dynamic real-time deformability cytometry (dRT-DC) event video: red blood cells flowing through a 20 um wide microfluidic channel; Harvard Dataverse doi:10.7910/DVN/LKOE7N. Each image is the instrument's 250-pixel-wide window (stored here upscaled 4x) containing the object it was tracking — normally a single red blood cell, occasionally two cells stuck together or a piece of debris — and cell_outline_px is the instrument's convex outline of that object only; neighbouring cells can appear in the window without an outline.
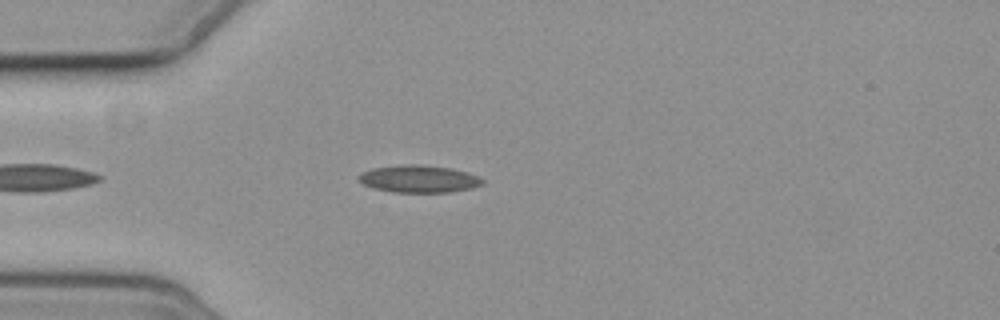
{"species": "common noctule bat (a hibernating species)", "species_latin": "Nyctalus noctula", "temperature_condition": "cold", "stored_images_in_passage": 1, "camera_frame_rate_fps": 3000, "um_per_image_px": 0.085, "animal": {"sex": "female", "body_mass_g": 19.3, "forearm_length_mm": 54.1}, "frame": {"image": 1, "passage_image": 1, "time_ms": 0.0, "image_size_px": [1000, 320], "cell_outline_px": [[484, 184], [472, 188], [452, 192], [396, 192], [376, 188], [364, 184], [356, 176], [360, 172], [372, 168], [404, 164], [424, 164], [452, 168], [468, 172], [480, 176], [484, 180]], "centroid_in_image_um": [35.65, 15.19], "position_along_channel_um": 49.3, "area_um2": 19.94}}